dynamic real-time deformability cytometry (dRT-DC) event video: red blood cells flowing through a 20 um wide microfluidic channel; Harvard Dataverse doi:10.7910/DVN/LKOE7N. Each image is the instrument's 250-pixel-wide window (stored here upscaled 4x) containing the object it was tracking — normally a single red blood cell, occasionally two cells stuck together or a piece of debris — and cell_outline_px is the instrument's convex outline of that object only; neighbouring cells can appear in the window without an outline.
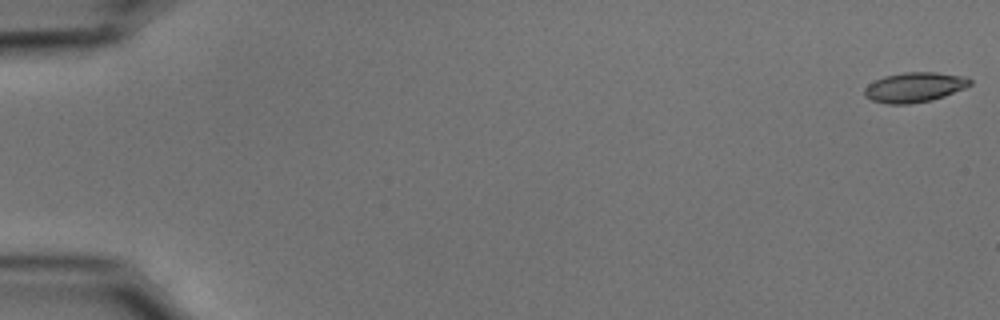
{"species": "common noctule bat (a hibernating species)", "species_latin": "Nyctalus noctula", "temperature_condition": "cold", "stored_images_in_passage": 55, "camera_frame_rate_fps": 3000, "um_per_image_px": 0.085, "animal": {"sex": "male", "body_mass_g": 15.6}, "frame": {"image": 1, "passage_image": 1, "time_ms": 0.0, "image_size_px": [1000, 320], "cell_outline_px": [[972, 84], [964, 88], [944, 96], [932, 100], [908, 104], [888, 104], [872, 100], [864, 96], [864, 88], [868, 84], [884, 76], [904, 72], [936, 72], [968, 76], [972, 80]], "centroid_in_image_um": [77.75, 7.41], "position_along_channel_um": 7.2, "area_um2": 18.5}}
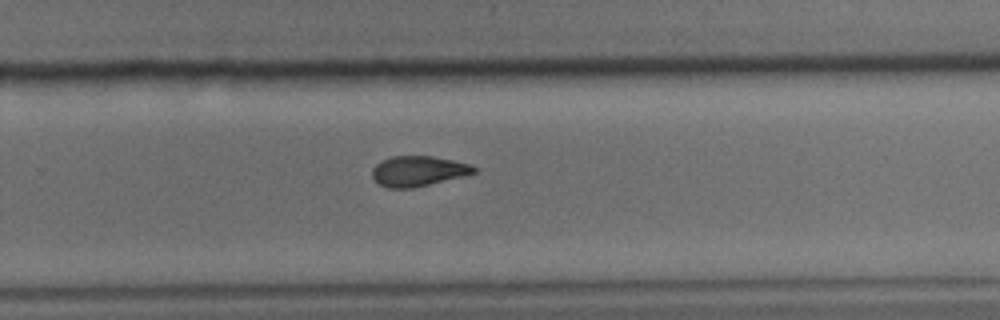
{"frame": {"image": 2, "passage_image": 37, "time_ms": 12.0, "image_size_px": [1000, 320], "cell_outline_px": [[476, 172], [412, 188], [388, 188], [380, 184], [372, 176], [372, 168], [376, 164], [392, 156], [432, 156], [452, 160], [468, 164], [476, 168]], "centroid_in_image_um": [35.5, 14.53], "position_along_channel_um": 294.3, "area_um2": 17.46}}
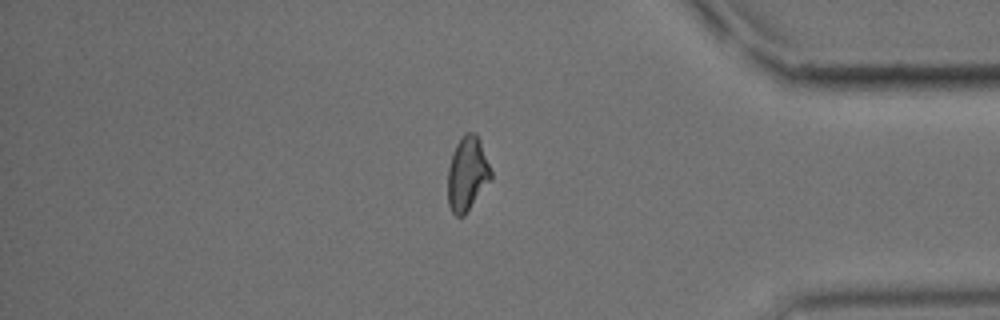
{"frame": {"image": 3, "passage_image": 47, "time_ms": 15.333, "image_size_px": [1000, 320], "cell_outline_px": [[492, 180], [464, 216], [456, 216], [452, 212], [448, 204], [448, 168], [452, 152], [456, 144], [464, 132], [472, 132], [480, 140], [492, 172]], "centroid_in_image_um": [39.72, 14.78], "position_along_channel_um": 395.5, "area_um2": 18.84}, "authors_computed_cell_mechanics": {"area_um2": 18.5538, "velocity_mm_per_s": 3.7098, "shape_relaxation_time_tau1_ms": 5.37, "shape_relaxation_time_tau2_ms": 3.5359, "deformation_change_tau1": 0.1646, "deformation_change_tau2": 0.0893}}